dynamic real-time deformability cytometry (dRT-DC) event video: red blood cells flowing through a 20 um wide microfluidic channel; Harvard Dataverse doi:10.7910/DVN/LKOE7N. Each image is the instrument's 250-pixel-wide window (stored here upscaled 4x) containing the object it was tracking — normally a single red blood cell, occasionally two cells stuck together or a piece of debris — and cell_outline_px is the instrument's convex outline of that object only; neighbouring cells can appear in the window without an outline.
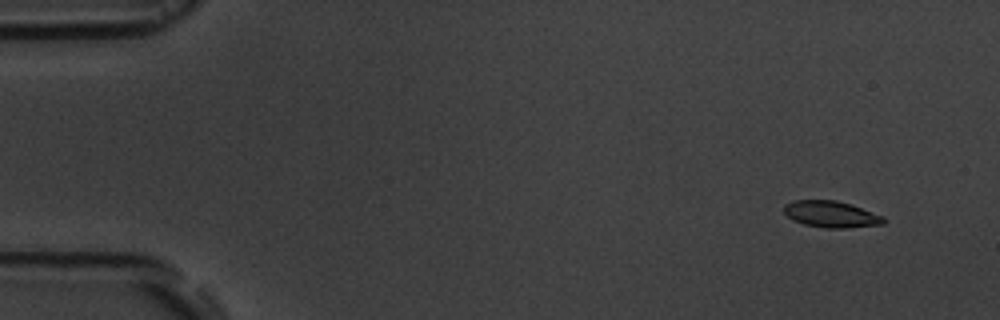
{"species": "common noctule bat (a hibernating species)", "species_latin": "Nyctalus noctula", "temperature_condition": "room temperature", "stored_images_in_passage": 5, "camera_frame_rate_fps": 3000, "um_per_image_px": 0.085, "animal": {"sex": "male", "body_mass_g": 19.5, "forearm_length_mm": 54.6}, "frame": {"image": 1, "passage_image": 2, "time_ms": 1.333, "image_size_px": [1000, 320], "cell_outline_px": [[888, 220], [884, 224], [844, 228], [828, 228], [804, 224], [792, 220], [784, 212], [784, 204], [792, 200], [836, 200], [852, 204], [884, 216]], "centroid_in_image_um": [70.67, 18.2], "position_along_channel_um": 14.3, "area_um2": 15.55}}
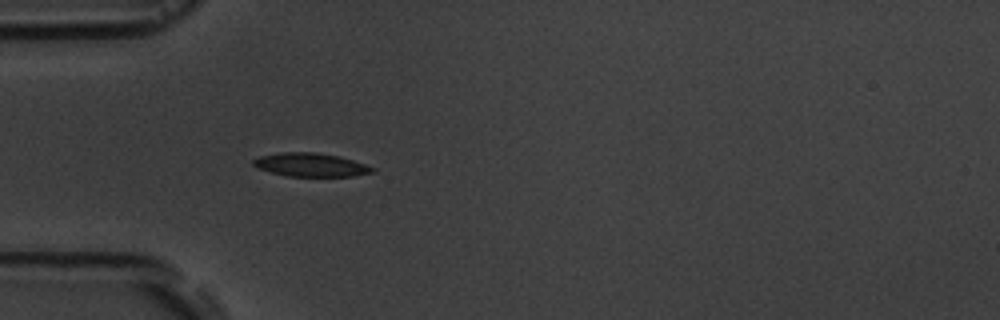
{"frame": {"image": 2, "passage_image": 5, "time_ms": 5.667, "image_size_px": [1000, 320], "cell_outline_px": [[376, 168], [372, 172], [352, 176], [288, 176], [272, 172], [260, 168], [252, 164], [252, 160], [260, 156], [280, 152], [316, 152], [340, 156]], "centroid_in_image_um": [26.41, 14.0], "position_along_channel_um": 58.6, "area_um2": 16.13}}